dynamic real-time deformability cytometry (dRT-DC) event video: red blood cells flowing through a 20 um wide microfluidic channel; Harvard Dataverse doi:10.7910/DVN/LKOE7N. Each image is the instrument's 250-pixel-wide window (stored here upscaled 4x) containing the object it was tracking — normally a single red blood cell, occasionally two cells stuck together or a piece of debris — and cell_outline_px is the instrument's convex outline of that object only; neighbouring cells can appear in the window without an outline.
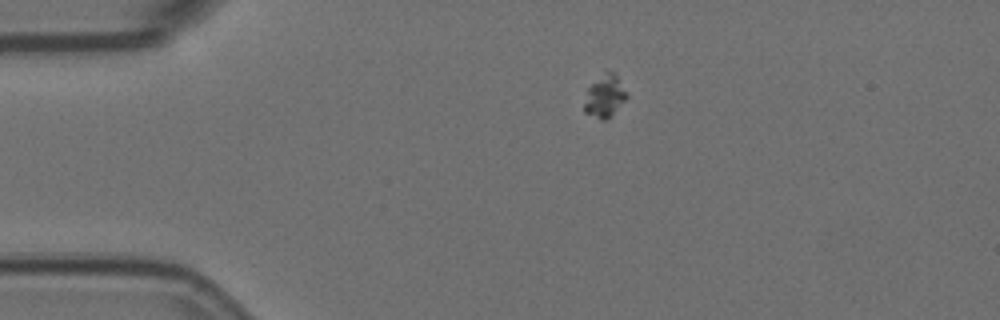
{"species": "Egyptian fruit bat (a non-hibernating species)", "species_latin": "Rousettus aegyptiacus", "temperature_condition": "room temperature", "stored_images_in_passage": 47, "camera_frame_rate_fps": 3000, "um_per_image_px": 0.085, "animal": {"sex": "female"}, "frame": {"image": 1, "passage_image": 1, "time_ms": 0.0, "image_size_px": [1000, 320], "cell_outline_px": [[628, 96], [608, 120], [600, 120], [584, 112], [584, 104], [588, 88], [604, 72], [612, 72], [616, 76], [628, 92]], "centroid_in_image_um": [51.41, 8.22], "position_along_channel_um": 33.6, "area_um2": 10.35}}
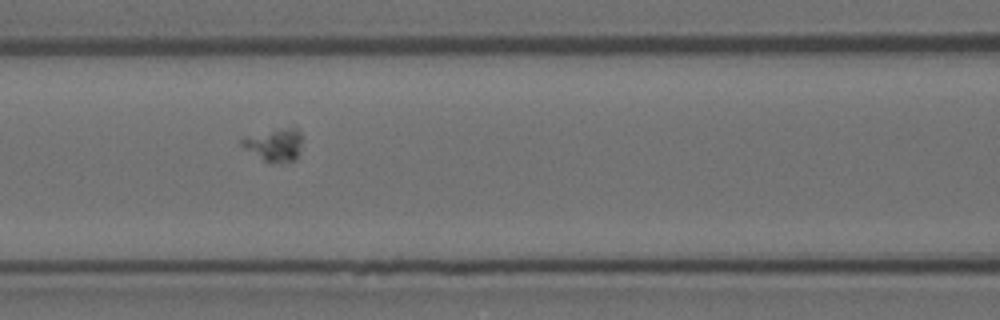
{"frame": {"image": 2, "passage_image": 14, "time_ms": 4.333, "image_size_px": [1000, 320], "cell_outline_px": [[300, 144], [296, 160], [272, 164], [264, 160], [240, 144], [240, 140], [280, 128], [296, 128], [300, 132]], "centroid_in_image_um": [23.37, 12.34], "position_along_channel_um": 143.2, "area_um2": 10.92}}
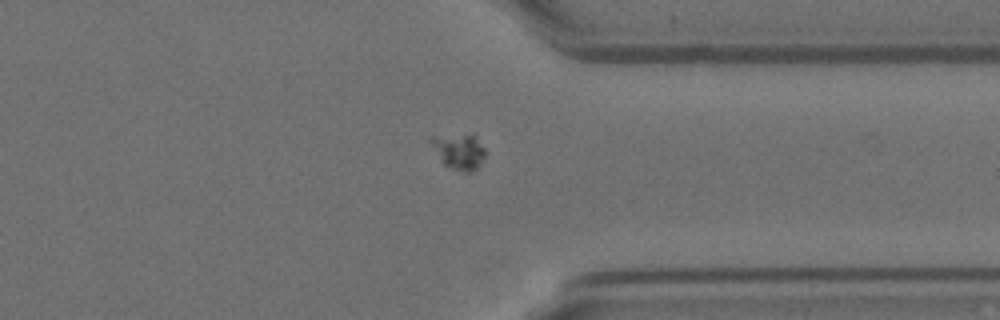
{"frame": {"image": 3, "passage_image": 34, "time_ms": 11.0, "image_size_px": [1000, 320], "cell_outline_px": [[484, 156], [480, 164], [476, 168], [468, 172], [464, 172], [444, 164], [428, 140], [432, 136], [476, 136], [484, 148]], "centroid_in_image_um": [39.01, 12.87], "position_along_channel_um": 372.4, "area_um2": 10.64}}